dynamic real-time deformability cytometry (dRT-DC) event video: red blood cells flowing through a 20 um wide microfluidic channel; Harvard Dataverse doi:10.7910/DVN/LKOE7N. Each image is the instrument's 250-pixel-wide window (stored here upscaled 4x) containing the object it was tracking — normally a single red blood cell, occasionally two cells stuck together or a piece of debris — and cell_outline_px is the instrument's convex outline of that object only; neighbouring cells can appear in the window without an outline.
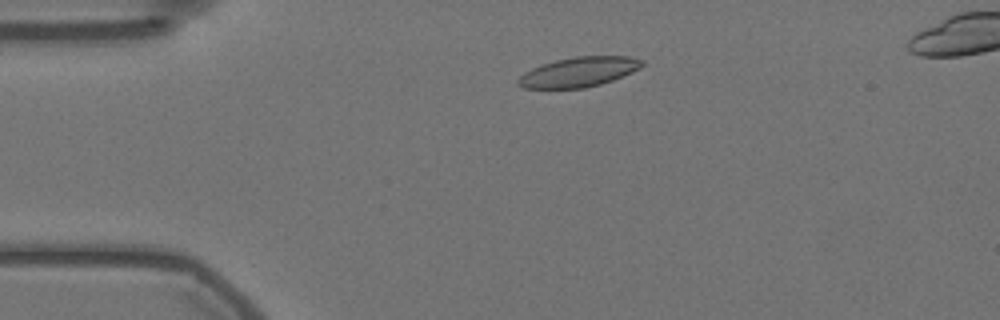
{"species": "Egyptian fruit bat (a non-hibernating species)", "species_latin": "Rousettus aegyptiacus", "temperature_condition": "warm", "stored_images_in_passage": 18, "camera_frame_rate_fps": 3000, "um_per_image_px": 0.085, "animal": {"sex": "female"}, "frame": {"image": 1, "passage_image": 9, "time_ms": 2.667, "image_size_px": [1000, 320], "cell_outline_px": [[644, 64], [640, 68], [632, 72], [612, 80], [600, 84], [584, 88], [524, 88], [516, 84], [516, 80], [524, 72], [540, 64], [556, 60], [576, 56], [628, 56], [644, 60]], "centroid_in_image_um": [49.18, 6.11], "position_along_channel_um": 35.8, "area_um2": 21.56}}
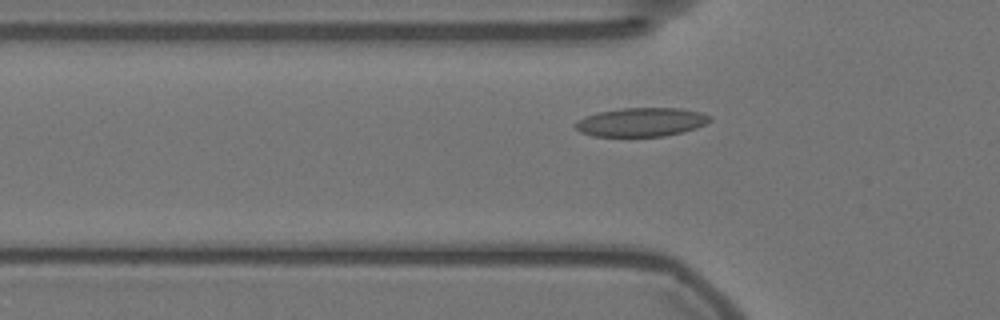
{"frame": {"image": 2, "passage_image": 15, "time_ms": 4.667, "image_size_px": [1000, 320], "cell_outline_px": [[712, 120], [696, 128], [664, 136], [592, 136], [580, 132], [572, 124], [584, 116], [596, 112], [624, 108], [680, 108], [700, 112], [712, 116]], "centroid_in_image_um": [54.47, 10.37], "position_along_channel_um": 71.3, "area_um2": 22.6}}
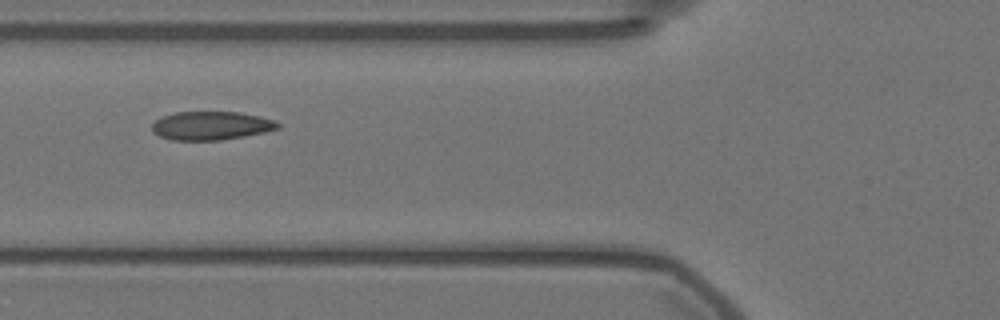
{"frame": {"image": 3, "passage_image": 18, "time_ms": 5.667, "image_size_px": [1000, 320], "cell_outline_px": [[280, 128], [264, 132], [244, 136], [220, 140], [172, 140], [160, 136], [152, 132], [152, 124], [160, 116], [176, 112], [240, 112], [260, 116], [276, 120], [280, 124]], "centroid_in_image_um": [17.95, 10.67], "position_along_channel_um": 107.9, "area_um2": 21.04}}